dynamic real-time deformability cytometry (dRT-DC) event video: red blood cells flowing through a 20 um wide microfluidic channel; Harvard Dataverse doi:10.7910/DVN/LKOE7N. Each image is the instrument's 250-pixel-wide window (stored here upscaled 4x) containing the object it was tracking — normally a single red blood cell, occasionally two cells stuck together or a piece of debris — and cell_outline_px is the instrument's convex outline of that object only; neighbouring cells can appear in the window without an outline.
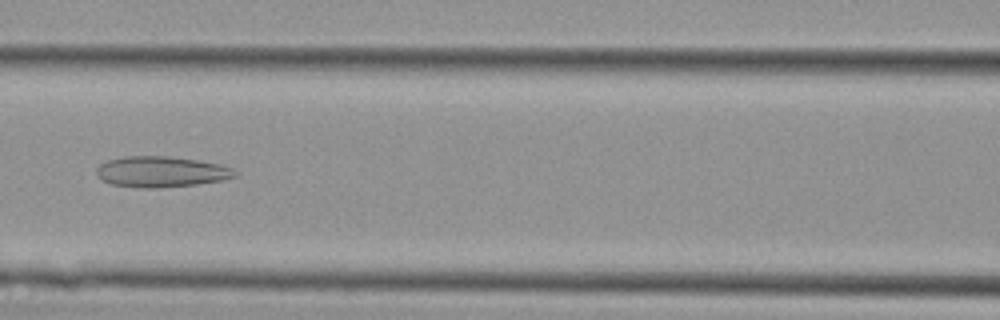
{"species": "Egyptian fruit bat (a non-hibernating species)", "species_latin": "Rousettus aegyptiacus", "temperature_condition": "cold", "stored_images_in_passage": 31, "camera_frame_rate_fps": 3000, "um_per_image_px": 0.085, "animal": {"sex": "female"}, "frame": {"image": 1, "passage_image": 11, "time_ms": 3.333, "image_size_px": [1000, 320], "cell_outline_px": [[240, 172], [236, 176], [220, 180], [196, 184], [156, 188], [140, 188], [112, 184], [100, 180], [96, 176], [96, 168], [100, 164], [108, 160], [124, 156], [168, 156], [196, 160], [220, 164], [232, 168]], "centroid_in_image_um": [13.67, 14.6], "position_along_channel_um": 152.9, "area_um2": 24.91}}
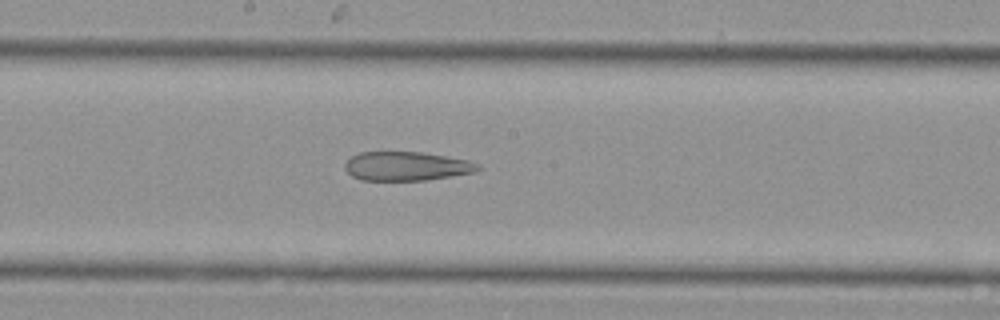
{"frame": {"image": 2, "passage_image": 15, "time_ms": 4.667, "image_size_px": [1000, 320], "cell_outline_px": [[480, 168], [476, 172], [428, 180], [360, 180], [352, 176], [344, 168], [344, 164], [352, 156], [360, 152], [420, 152], [468, 160], [480, 164]], "centroid_in_image_um": [34.56, 14.13], "position_along_channel_um": 213.6, "area_um2": 22.43}}
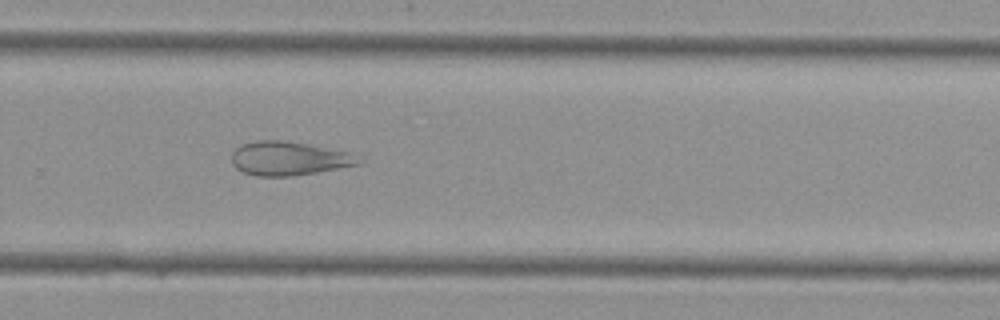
{"frame": {"image": 3, "passage_image": 21, "time_ms": 6.667, "image_size_px": [1000, 320], "cell_outline_px": [[364, 160], [360, 164], [316, 172], [292, 176], [256, 176], [244, 172], [236, 168], [232, 164], [232, 152], [240, 144], [256, 140], [280, 140], [308, 144], [348, 152], [364, 156]], "centroid_in_image_um": [24.58, 13.46], "position_along_channel_um": 305.2, "area_um2": 25.2}}